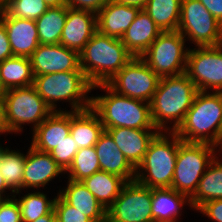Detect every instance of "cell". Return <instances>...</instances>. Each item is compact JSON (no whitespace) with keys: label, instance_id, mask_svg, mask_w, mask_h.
Wrapping results in <instances>:
<instances>
[{"label":"cell","instance_id":"1","mask_svg":"<svg viewBox=\"0 0 222 222\" xmlns=\"http://www.w3.org/2000/svg\"><path fill=\"white\" fill-rule=\"evenodd\" d=\"M197 92L195 84L185 73L160 78L150 102L151 118L155 128L159 132H175L192 106ZM169 120L174 121L172 130L165 126Z\"/></svg>","mask_w":222,"mask_h":222},{"label":"cell","instance_id":"2","mask_svg":"<svg viewBox=\"0 0 222 222\" xmlns=\"http://www.w3.org/2000/svg\"><path fill=\"white\" fill-rule=\"evenodd\" d=\"M212 92L196 93L192 106L174 133L182 141L208 143L216 148L219 145L222 149V99L219 92Z\"/></svg>","mask_w":222,"mask_h":222},{"label":"cell","instance_id":"3","mask_svg":"<svg viewBox=\"0 0 222 222\" xmlns=\"http://www.w3.org/2000/svg\"><path fill=\"white\" fill-rule=\"evenodd\" d=\"M80 68L92 85L106 84L133 56L119 38L94 33L79 53Z\"/></svg>","mask_w":222,"mask_h":222},{"label":"cell","instance_id":"4","mask_svg":"<svg viewBox=\"0 0 222 222\" xmlns=\"http://www.w3.org/2000/svg\"><path fill=\"white\" fill-rule=\"evenodd\" d=\"M106 90L107 95L91 97V108L100 117L104 128L126 127L157 131L151 118L150 103L122 96L106 84L92 86Z\"/></svg>","mask_w":222,"mask_h":222},{"label":"cell","instance_id":"5","mask_svg":"<svg viewBox=\"0 0 222 222\" xmlns=\"http://www.w3.org/2000/svg\"><path fill=\"white\" fill-rule=\"evenodd\" d=\"M37 93L42 97L52 111L56 110V101L71 102L73 111H82L91 108V97L85 95L92 90L83 71H67L34 76Z\"/></svg>","mask_w":222,"mask_h":222},{"label":"cell","instance_id":"6","mask_svg":"<svg viewBox=\"0 0 222 222\" xmlns=\"http://www.w3.org/2000/svg\"><path fill=\"white\" fill-rule=\"evenodd\" d=\"M170 134L171 141L166 134L159 132L150 142L142 162L136 168L135 181L141 185L149 188L171 187L178 147L182 140L174 132Z\"/></svg>","mask_w":222,"mask_h":222},{"label":"cell","instance_id":"7","mask_svg":"<svg viewBox=\"0 0 222 222\" xmlns=\"http://www.w3.org/2000/svg\"><path fill=\"white\" fill-rule=\"evenodd\" d=\"M215 147L208 143L182 141L178 147L171 188L191 198L216 157Z\"/></svg>","mask_w":222,"mask_h":222},{"label":"cell","instance_id":"8","mask_svg":"<svg viewBox=\"0 0 222 222\" xmlns=\"http://www.w3.org/2000/svg\"><path fill=\"white\" fill-rule=\"evenodd\" d=\"M2 98L10 133L21 132L25 123H33L35 130L53 112L33 85L5 90Z\"/></svg>","mask_w":222,"mask_h":222},{"label":"cell","instance_id":"9","mask_svg":"<svg viewBox=\"0 0 222 222\" xmlns=\"http://www.w3.org/2000/svg\"><path fill=\"white\" fill-rule=\"evenodd\" d=\"M179 31H164L141 56L160 78L185 73L188 49Z\"/></svg>","mask_w":222,"mask_h":222},{"label":"cell","instance_id":"10","mask_svg":"<svg viewBox=\"0 0 222 222\" xmlns=\"http://www.w3.org/2000/svg\"><path fill=\"white\" fill-rule=\"evenodd\" d=\"M178 31L185 39L187 35L197 47L222 44V23L199 0L181 1Z\"/></svg>","mask_w":222,"mask_h":222},{"label":"cell","instance_id":"11","mask_svg":"<svg viewBox=\"0 0 222 222\" xmlns=\"http://www.w3.org/2000/svg\"><path fill=\"white\" fill-rule=\"evenodd\" d=\"M159 80L141 57H133L106 85L119 95L150 103Z\"/></svg>","mask_w":222,"mask_h":222},{"label":"cell","instance_id":"12","mask_svg":"<svg viewBox=\"0 0 222 222\" xmlns=\"http://www.w3.org/2000/svg\"><path fill=\"white\" fill-rule=\"evenodd\" d=\"M151 201L152 188L135 180L127 182L106 210V222H154Z\"/></svg>","mask_w":222,"mask_h":222},{"label":"cell","instance_id":"13","mask_svg":"<svg viewBox=\"0 0 222 222\" xmlns=\"http://www.w3.org/2000/svg\"><path fill=\"white\" fill-rule=\"evenodd\" d=\"M185 74L198 91H222V44L189 49Z\"/></svg>","mask_w":222,"mask_h":222},{"label":"cell","instance_id":"14","mask_svg":"<svg viewBox=\"0 0 222 222\" xmlns=\"http://www.w3.org/2000/svg\"><path fill=\"white\" fill-rule=\"evenodd\" d=\"M34 76L82 71L79 53L59 44H39L29 57Z\"/></svg>","mask_w":222,"mask_h":222},{"label":"cell","instance_id":"15","mask_svg":"<svg viewBox=\"0 0 222 222\" xmlns=\"http://www.w3.org/2000/svg\"><path fill=\"white\" fill-rule=\"evenodd\" d=\"M97 31V15L68 7L60 44L80 53Z\"/></svg>","mask_w":222,"mask_h":222},{"label":"cell","instance_id":"16","mask_svg":"<svg viewBox=\"0 0 222 222\" xmlns=\"http://www.w3.org/2000/svg\"><path fill=\"white\" fill-rule=\"evenodd\" d=\"M0 20L7 31L13 56L30 57L39 46L36 22L9 16L4 10Z\"/></svg>","mask_w":222,"mask_h":222},{"label":"cell","instance_id":"17","mask_svg":"<svg viewBox=\"0 0 222 222\" xmlns=\"http://www.w3.org/2000/svg\"><path fill=\"white\" fill-rule=\"evenodd\" d=\"M113 138L120 151L135 167L142 162L150 142L159 131L126 127L104 128Z\"/></svg>","mask_w":222,"mask_h":222},{"label":"cell","instance_id":"18","mask_svg":"<svg viewBox=\"0 0 222 222\" xmlns=\"http://www.w3.org/2000/svg\"><path fill=\"white\" fill-rule=\"evenodd\" d=\"M71 111H53L35 130L31 146L51 152L70 134Z\"/></svg>","mask_w":222,"mask_h":222},{"label":"cell","instance_id":"19","mask_svg":"<svg viewBox=\"0 0 222 222\" xmlns=\"http://www.w3.org/2000/svg\"><path fill=\"white\" fill-rule=\"evenodd\" d=\"M94 147L101 171L119 176L126 182L135 180L136 168L123 155L106 130L100 135Z\"/></svg>","mask_w":222,"mask_h":222},{"label":"cell","instance_id":"20","mask_svg":"<svg viewBox=\"0 0 222 222\" xmlns=\"http://www.w3.org/2000/svg\"><path fill=\"white\" fill-rule=\"evenodd\" d=\"M26 155L23 189L44 187L48 182L64 171L47 152H42L30 146Z\"/></svg>","mask_w":222,"mask_h":222},{"label":"cell","instance_id":"21","mask_svg":"<svg viewBox=\"0 0 222 222\" xmlns=\"http://www.w3.org/2000/svg\"><path fill=\"white\" fill-rule=\"evenodd\" d=\"M141 9L110 0L97 15V30L105 35L119 38L130 27Z\"/></svg>","mask_w":222,"mask_h":222},{"label":"cell","instance_id":"22","mask_svg":"<svg viewBox=\"0 0 222 222\" xmlns=\"http://www.w3.org/2000/svg\"><path fill=\"white\" fill-rule=\"evenodd\" d=\"M161 33L156 23L141 9L121 41L133 57H141Z\"/></svg>","mask_w":222,"mask_h":222},{"label":"cell","instance_id":"23","mask_svg":"<svg viewBox=\"0 0 222 222\" xmlns=\"http://www.w3.org/2000/svg\"><path fill=\"white\" fill-rule=\"evenodd\" d=\"M104 130L100 117L92 108L71 111L70 134L78 149L94 146Z\"/></svg>","mask_w":222,"mask_h":222},{"label":"cell","instance_id":"24","mask_svg":"<svg viewBox=\"0 0 222 222\" xmlns=\"http://www.w3.org/2000/svg\"><path fill=\"white\" fill-rule=\"evenodd\" d=\"M59 195L71 206L87 216L92 222H106V210L81 181H68Z\"/></svg>","mask_w":222,"mask_h":222},{"label":"cell","instance_id":"25","mask_svg":"<svg viewBox=\"0 0 222 222\" xmlns=\"http://www.w3.org/2000/svg\"><path fill=\"white\" fill-rule=\"evenodd\" d=\"M188 202L190 198L184 194L177 192L171 187L152 188V219L154 222H176L179 209L183 204Z\"/></svg>","mask_w":222,"mask_h":222},{"label":"cell","instance_id":"26","mask_svg":"<svg viewBox=\"0 0 222 222\" xmlns=\"http://www.w3.org/2000/svg\"><path fill=\"white\" fill-rule=\"evenodd\" d=\"M82 184L95 196L98 202L107 210L120 195L127 183L123 178L105 171H98L84 178Z\"/></svg>","mask_w":222,"mask_h":222},{"label":"cell","instance_id":"27","mask_svg":"<svg viewBox=\"0 0 222 222\" xmlns=\"http://www.w3.org/2000/svg\"><path fill=\"white\" fill-rule=\"evenodd\" d=\"M34 75L29 57L12 56L0 62V86L5 91L33 85Z\"/></svg>","mask_w":222,"mask_h":222},{"label":"cell","instance_id":"28","mask_svg":"<svg viewBox=\"0 0 222 222\" xmlns=\"http://www.w3.org/2000/svg\"><path fill=\"white\" fill-rule=\"evenodd\" d=\"M215 199H222V162L217 156L201 177L197 190L190 198V206L198 210L204 203Z\"/></svg>","mask_w":222,"mask_h":222},{"label":"cell","instance_id":"29","mask_svg":"<svg viewBox=\"0 0 222 222\" xmlns=\"http://www.w3.org/2000/svg\"><path fill=\"white\" fill-rule=\"evenodd\" d=\"M68 6L49 7L35 22L39 44H59L67 18Z\"/></svg>","mask_w":222,"mask_h":222},{"label":"cell","instance_id":"30","mask_svg":"<svg viewBox=\"0 0 222 222\" xmlns=\"http://www.w3.org/2000/svg\"><path fill=\"white\" fill-rule=\"evenodd\" d=\"M182 0H149L144 7L146 13L164 31H178Z\"/></svg>","mask_w":222,"mask_h":222},{"label":"cell","instance_id":"31","mask_svg":"<svg viewBox=\"0 0 222 222\" xmlns=\"http://www.w3.org/2000/svg\"><path fill=\"white\" fill-rule=\"evenodd\" d=\"M26 155L2 148L0 154V173L12 193H19L23 188V174Z\"/></svg>","mask_w":222,"mask_h":222},{"label":"cell","instance_id":"32","mask_svg":"<svg viewBox=\"0 0 222 222\" xmlns=\"http://www.w3.org/2000/svg\"><path fill=\"white\" fill-rule=\"evenodd\" d=\"M16 200L19 204L22 222H33L54 209L55 198L47 200V196L38 191L28 193Z\"/></svg>","mask_w":222,"mask_h":222},{"label":"cell","instance_id":"33","mask_svg":"<svg viewBox=\"0 0 222 222\" xmlns=\"http://www.w3.org/2000/svg\"><path fill=\"white\" fill-rule=\"evenodd\" d=\"M67 171L70 174L68 179L73 181H82L84 178L101 171L95 147L79 149Z\"/></svg>","mask_w":222,"mask_h":222},{"label":"cell","instance_id":"34","mask_svg":"<svg viewBox=\"0 0 222 222\" xmlns=\"http://www.w3.org/2000/svg\"><path fill=\"white\" fill-rule=\"evenodd\" d=\"M48 8L44 0H7L4 11L11 17L36 21Z\"/></svg>","mask_w":222,"mask_h":222},{"label":"cell","instance_id":"35","mask_svg":"<svg viewBox=\"0 0 222 222\" xmlns=\"http://www.w3.org/2000/svg\"><path fill=\"white\" fill-rule=\"evenodd\" d=\"M79 149L71 134H69L61 143L58 144L49 154L61 167V169L67 172L71 166L73 159Z\"/></svg>","mask_w":222,"mask_h":222},{"label":"cell","instance_id":"36","mask_svg":"<svg viewBox=\"0 0 222 222\" xmlns=\"http://www.w3.org/2000/svg\"><path fill=\"white\" fill-rule=\"evenodd\" d=\"M54 211L59 222H92L82 212L68 204L59 194L55 197Z\"/></svg>","mask_w":222,"mask_h":222},{"label":"cell","instance_id":"37","mask_svg":"<svg viewBox=\"0 0 222 222\" xmlns=\"http://www.w3.org/2000/svg\"><path fill=\"white\" fill-rule=\"evenodd\" d=\"M0 222H22L16 198L0 201Z\"/></svg>","mask_w":222,"mask_h":222},{"label":"cell","instance_id":"38","mask_svg":"<svg viewBox=\"0 0 222 222\" xmlns=\"http://www.w3.org/2000/svg\"><path fill=\"white\" fill-rule=\"evenodd\" d=\"M110 0H66L72 9L86 10L97 14Z\"/></svg>","mask_w":222,"mask_h":222},{"label":"cell","instance_id":"39","mask_svg":"<svg viewBox=\"0 0 222 222\" xmlns=\"http://www.w3.org/2000/svg\"><path fill=\"white\" fill-rule=\"evenodd\" d=\"M198 210L216 222H222V199L204 203Z\"/></svg>","mask_w":222,"mask_h":222},{"label":"cell","instance_id":"40","mask_svg":"<svg viewBox=\"0 0 222 222\" xmlns=\"http://www.w3.org/2000/svg\"><path fill=\"white\" fill-rule=\"evenodd\" d=\"M13 56L7 31L4 23L0 20V62Z\"/></svg>","mask_w":222,"mask_h":222},{"label":"cell","instance_id":"41","mask_svg":"<svg viewBox=\"0 0 222 222\" xmlns=\"http://www.w3.org/2000/svg\"><path fill=\"white\" fill-rule=\"evenodd\" d=\"M203 6L222 23V0H199Z\"/></svg>","mask_w":222,"mask_h":222},{"label":"cell","instance_id":"42","mask_svg":"<svg viewBox=\"0 0 222 222\" xmlns=\"http://www.w3.org/2000/svg\"><path fill=\"white\" fill-rule=\"evenodd\" d=\"M9 132L5 119V108L3 98L0 97V133Z\"/></svg>","mask_w":222,"mask_h":222},{"label":"cell","instance_id":"43","mask_svg":"<svg viewBox=\"0 0 222 222\" xmlns=\"http://www.w3.org/2000/svg\"><path fill=\"white\" fill-rule=\"evenodd\" d=\"M114 2L125 4L127 6H134L140 9H144L145 5L149 0H112Z\"/></svg>","mask_w":222,"mask_h":222},{"label":"cell","instance_id":"44","mask_svg":"<svg viewBox=\"0 0 222 222\" xmlns=\"http://www.w3.org/2000/svg\"><path fill=\"white\" fill-rule=\"evenodd\" d=\"M55 219H56V214L53 209L49 214L43 215L33 222H53Z\"/></svg>","mask_w":222,"mask_h":222},{"label":"cell","instance_id":"45","mask_svg":"<svg viewBox=\"0 0 222 222\" xmlns=\"http://www.w3.org/2000/svg\"><path fill=\"white\" fill-rule=\"evenodd\" d=\"M5 189H9V190H11L7 185H6V183H5V181H4V178H3V176L1 175V173H0V201H4V200H7V199H10L9 197L7 198H3V193L5 192Z\"/></svg>","mask_w":222,"mask_h":222},{"label":"cell","instance_id":"46","mask_svg":"<svg viewBox=\"0 0 222 222\" xmlns=\"http://www.w3.org/2000/svg\"><path fill=\"white\" fill-rule=\"evenodd\" d=\"M49 7L66 6V0H44Z\"/></svg>","mask_w":222,"mask_h":222},{"label":"cell","instance_id":"47","mask_svg":"<svg viewBox=\"0 0 222 222\" xmlns=\"http://www.w3.org/2000/svg\"><path fill=\"white\" fill-rule=\"evenodd\" d=\"M7 0H0V13L5 10Z\"/></svg>","mask_w":222,"mask_h":222},{"label":"cell","instance_id":"48","mask_svg":"<svg viewBox=\"0 0 222 222\" xmlns=\"http://www.w3.org/2000/svg\"><path fill=\"white\" fill-rule=\"evenodd\" d=\"M3 94H4V90H3V89L1 88V86H0V97H2Z\"/></svg>","mask_w":222,"mask_h":222}]
</instances>
